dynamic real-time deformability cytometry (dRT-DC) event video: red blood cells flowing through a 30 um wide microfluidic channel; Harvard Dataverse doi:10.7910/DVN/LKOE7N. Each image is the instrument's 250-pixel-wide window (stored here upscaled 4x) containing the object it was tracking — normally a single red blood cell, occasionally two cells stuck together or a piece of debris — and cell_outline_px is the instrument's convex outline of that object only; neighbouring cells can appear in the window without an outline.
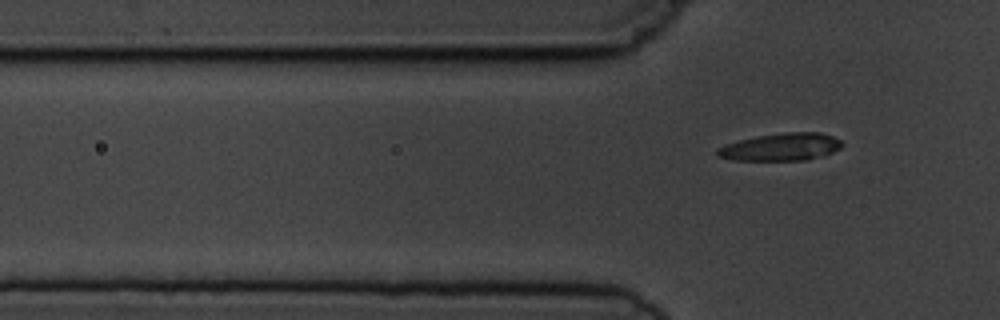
{"species": "common noctule bat (a hibernating species)", "species_latin": "Nyctalus noctula", "temperature_condition": "cold", "stored_images_in_passage": 7, "camera_frame_rate_fps": 3000, "um_per_image_px": 0.085, "animal": {"sex": "male", "body_mass_g": 19.5, "forearm_length_mm": 54.6}, "frame": {"image": 1, "passage_image": 7, "time_ms": 8.0, "image_size_px": [1000, 320], "cell_outline_px": [[844, 144], [840, 148], [824, 156], [808, 160], [732, 160], [720, 156], [716, 152], [716, 148], [724, 144], [756, 136], [788, 132], [820, 132], [832, 136], [840, 140]], "centroid_in_image_um": [66.41, 12.49], "position_along_channel_um": 59.4, "area_um2": 20.06}}